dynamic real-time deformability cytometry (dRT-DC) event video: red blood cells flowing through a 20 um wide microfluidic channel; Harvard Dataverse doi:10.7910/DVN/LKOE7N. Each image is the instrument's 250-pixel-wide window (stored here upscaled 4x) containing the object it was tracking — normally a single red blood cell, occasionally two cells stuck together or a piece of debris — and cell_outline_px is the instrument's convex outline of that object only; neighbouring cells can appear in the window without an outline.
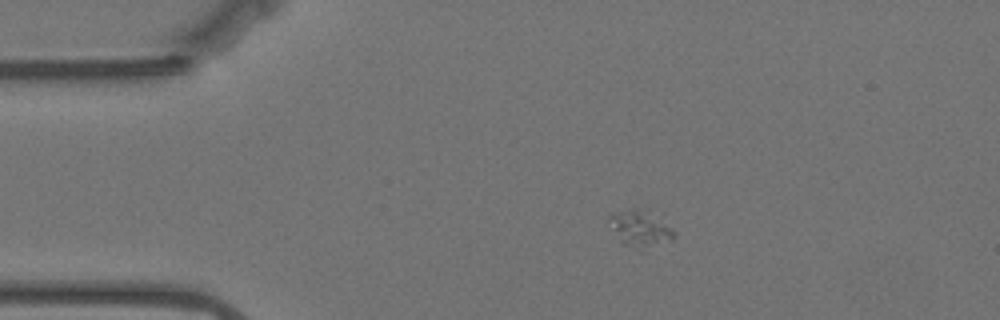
{"species": "Egyptian fruit bat (a non-hibernating species)", "species_latin": "Rousettus aegyptiacus", "temperature_condition": "warm", "stored_images_in_passage": 48, "camera_frame_rate_fps": 3000, "um_per_image_px": 0.085, "animal": {"sex": "female"}, "frame": {"image": 1, "passage_image": 1, "time_ms": 0.0, "image_size_px": [1000, 320], "cell_outline_px": [[676, 232], [668, 240], [644, 252], [640, 252], [620, 244], [608, 220], [608, 216], [632, 208], [640, 208], [672, 228]], "centroid_in_image_um": [54.36, 19.52], "position_along_channel_um": 30.6, "area_um2": 13.7}}
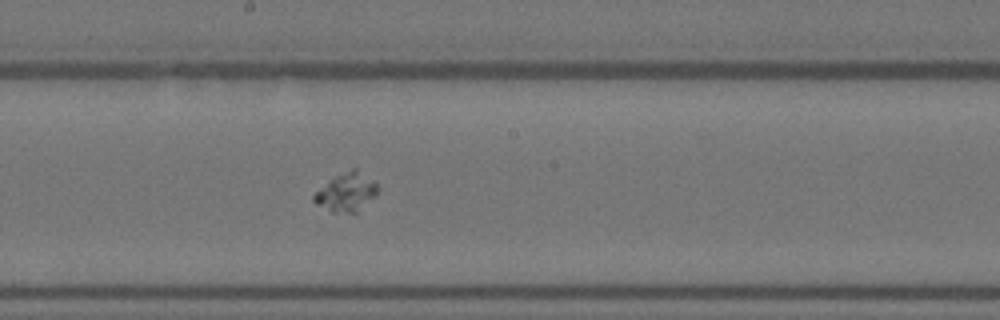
{"frame": {"image": 2, "passage_image": 21, "time_ms": 6.667, "image_size_px": [1000, 320], "cell_outline_px": [[380, 188], [356, 212], [332, 212], [316, 204], [312, 200], [312, 196], [316, 192], [336, 176], [352, 168], [356, 168], [376, 184]], "centroid_in_image_um": [29.41, 16.33], "position_along_channel_um": 218.8, "area_um2": 13.58}}
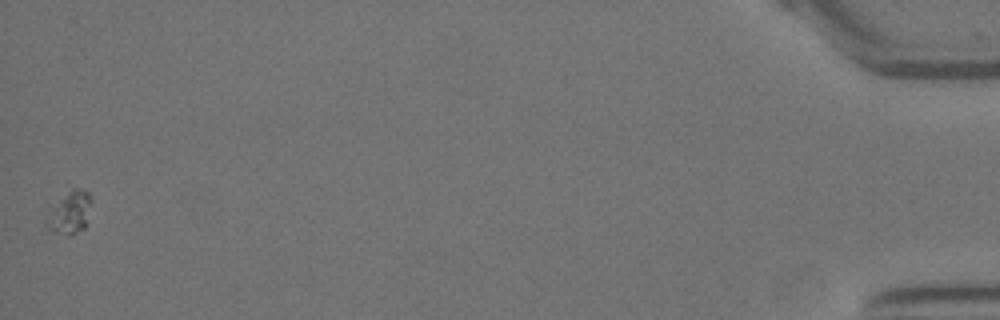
{"frame": {"image": 3, "passage_image": 48, "time_ms": 15.667, "image_size_px": [1000, 320], "cell_outline_px": [[92, 200], [84, 228], [72, 236], [68, 236], [52, 232], [48, 228], [52, 212], [60, 200], [72, 188], [76, 188], [88, 192]], "centroid_in_image_um": [6.02, 18.1], "position_along_channel_um": 429.2, "area_um2": 10.35}}